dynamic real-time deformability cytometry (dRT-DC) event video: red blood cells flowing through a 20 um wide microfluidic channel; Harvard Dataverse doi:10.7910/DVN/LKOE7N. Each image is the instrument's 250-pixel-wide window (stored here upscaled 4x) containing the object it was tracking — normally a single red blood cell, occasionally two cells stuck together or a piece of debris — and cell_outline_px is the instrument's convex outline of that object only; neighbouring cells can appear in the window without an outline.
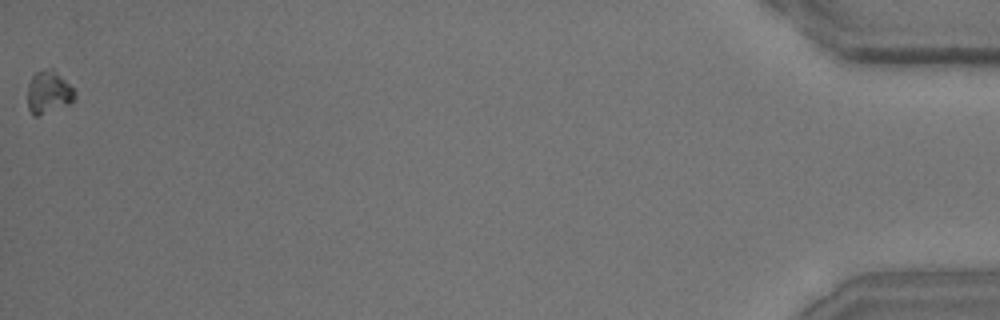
{"species": "common noctule bat (a hibernating species)", "species_latin": "Nyctalus noctula", "temperature_condition": "room temperature", "stored_images_in_passage": 40, "camera_frame_rate_fps": 3000, "um_per_image_px": 0.085, "animal": {"sex": "male", "body_mass_g": 15.6}, "frame": {"image": 1, "passage_image": 40, "time_ms": 13.0, "image_size_px": [1000, 320], "cell_outline_px": [[76, 96], [68, 104], [36, 116], [32, 116], [28, 108], [28, 84], [32, 76], [36, 72], [48, 68], [52, 68], [76, 92]], "centroid_in_image_um": [4.09, 7.84], "position_along_channel_um": 431.1, "area_um2": 11.44}, "authors_computed_cell_mechanics": {"area_um2": 12.3114, "velocity_mm_per_s": 3.6522, "shape_relaxation_time_tau1_ms": 1.7356, "shape_relaxation_time_tau2_ms": null, "deformation_change_tau1": 0.1751, "deformation_change_tau2": null}}